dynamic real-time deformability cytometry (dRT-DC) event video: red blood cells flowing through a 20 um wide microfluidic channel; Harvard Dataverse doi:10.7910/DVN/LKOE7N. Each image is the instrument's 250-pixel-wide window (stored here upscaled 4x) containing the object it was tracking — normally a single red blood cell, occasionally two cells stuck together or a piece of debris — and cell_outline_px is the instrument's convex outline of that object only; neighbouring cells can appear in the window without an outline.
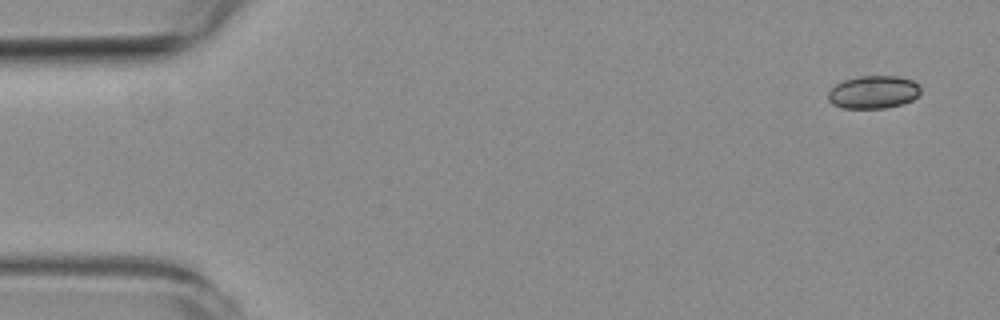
{"species": "common noctule bat (a hibernating species)", "species_latin": "Nyctalus noctula", "temperature_condition": "room temperature", "stored_images_in_passage": 4, "camera_frame_rate_fps": 3000, "um_per_image_px": 0.085, "animal": {"sex": "female", "body_mass_g": 19.3, "forearm_length_mm": 54.1}, "frame": {"image": 1, "passage_image": 1, "time_ms": 0.0, "image_size_px": [1000, 320], "cell_outline_px": [[920, 92], [912, 100], [900, 104], [884, 108], [844, 108], [832, 104], [828, 100], [828, 92], [836, 84], [844, 80], [860, 76], [900, 76], [912, 80], [920, 84]], "centroid_in_image_um": [74.24, 7.82], "position_along_channel_um": 10.8, "area_um2": 17.69}}
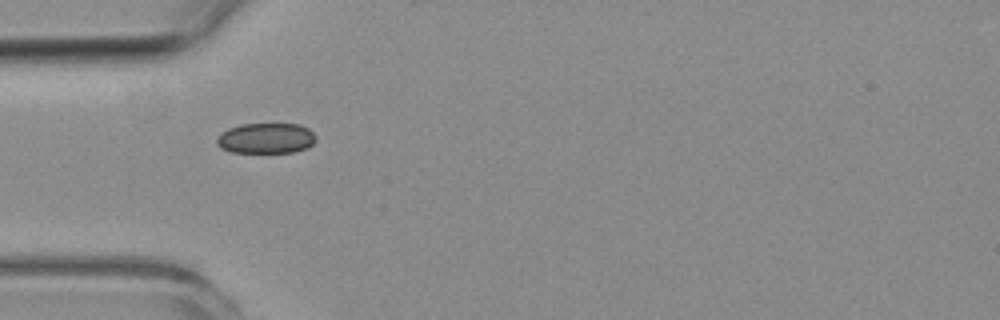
{"frame": {"image": 2, "passage_image": 4, "time_ms": 4.667, "image_size_px": [1000, 320], "cell_outline_px": [[316, 140], [308, 148], [292, 152], [232, 152], [220, 148], [216, 144], [216, 140], [220, 132], [228, 128], [240, 124], [300, 124], [308, 128], [316, 136]], "centroid_in_image_um": [22.59, 11.74], "position_along_channel_um": 62.4, "area_um2": 17.74}}